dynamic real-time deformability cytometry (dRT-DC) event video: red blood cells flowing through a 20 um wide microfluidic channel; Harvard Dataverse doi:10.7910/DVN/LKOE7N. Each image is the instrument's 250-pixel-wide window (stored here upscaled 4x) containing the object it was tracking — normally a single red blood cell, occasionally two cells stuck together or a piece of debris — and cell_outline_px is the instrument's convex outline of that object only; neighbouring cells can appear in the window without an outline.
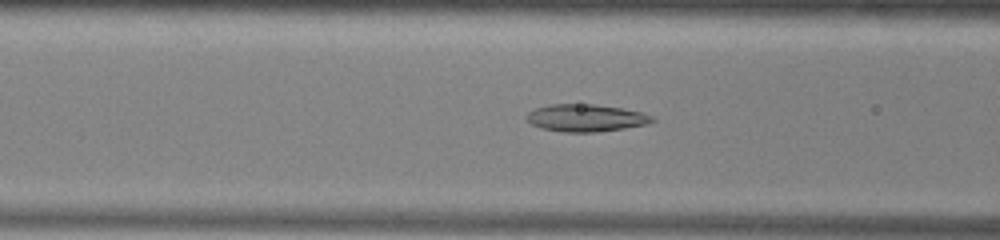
{"species": "common noctule bat (a hibernating species)", "species_latin": "Nyctalus noctula", "temperature_condition": "warm", "stored_images_in_passage": 47, "camera_frame_rate_fps": 3000, "um_per_image_px": 0.085, "animal": {"sex": "male", "body_mass_g": 13.0, "forearm_length_mm": 53.1}, "frame": {"image": 1, "passage_image": 15, "time_ms": 4.667, "image_size_px": [1000, 240], "cell_outline_px": [[656, 120], [648, 124], [624, 128], [596, 132], [564, 132], [540, 128], [524, 120], [524, 116], [528, 112], [536, 108], [548, 104], [596, 104], [620, 108], [640, 112], [652, 116]], "centroid_in_image_um": [49.74, 10.02], "position_along_channel_um": 116.9, "area_um2": 20.11}}
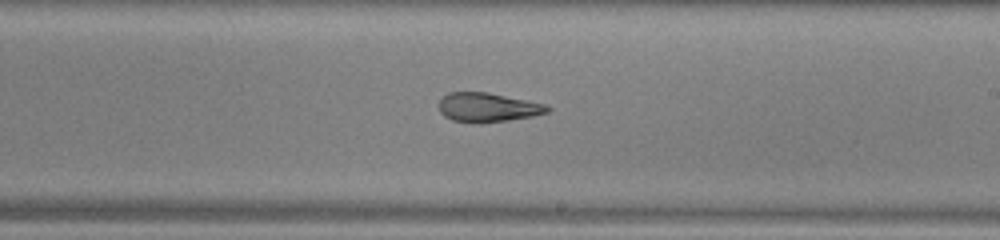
{"frame": {"image": 2, "passage_image": 25, "time_ms": 8.0, "image_size_px": [1000, 240], "cell_outline_px": [[552, 108], [548, 112], [532, 116], [508, 120], [480, 124], [472, 124], [452, 120], [444, 116], [440, 112], [440, 100], [448, 92], [488, 92], [544, 104]], "centroid_in_image_um": [41.43, 9.14], "position_along_channel_um": 247.6, "area_um2": 18.5}}
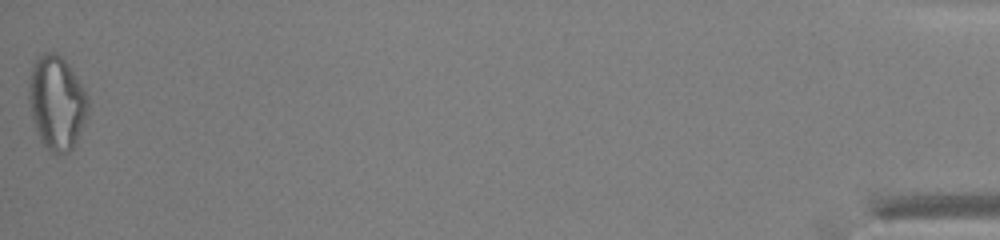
{"frame": {"image": 3, "passage_image": 47, "time_ms": 15.333, "image_size_px": [1000, 240], "cell_outline_px": [[88, 116], [72, 148], [68, 152], [48, 152], [40, 140], [36, 132], [28, 104], [28, 84], [32, 68], [36, 56], [44, 52], [52, 52], [60, 56], [68, 64], [84, 88], [88, 96]], "centroid_in_image_um": [4.8, 8.72], "position_along_channel_um": 430.4, "area_um2": 32.6}, "authors_computed_cell_mechanics": {"area_um2": 22.0218, "velocity_mm_per_s": 3.936, "shape_relaxation_time_tau1_ms": null, "shape_relaxation_time_tau2_ms": 3.1095, "deformation_change_tau1": null, "deformation_change_tau2": 0.1204}}